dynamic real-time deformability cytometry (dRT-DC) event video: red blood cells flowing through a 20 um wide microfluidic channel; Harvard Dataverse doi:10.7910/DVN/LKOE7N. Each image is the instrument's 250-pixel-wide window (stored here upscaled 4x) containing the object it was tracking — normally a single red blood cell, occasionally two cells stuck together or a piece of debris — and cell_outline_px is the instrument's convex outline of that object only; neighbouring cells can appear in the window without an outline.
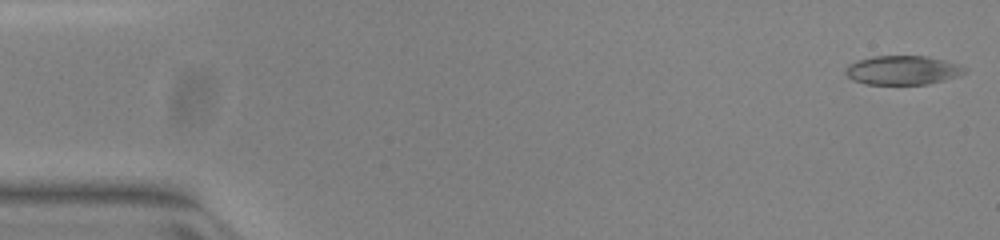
{"species": "common noctule bat (a hibernating species)", "species_latin": "Nyctalus noctula", "temperature_condition": "warm", "stored_images_in_passage": 51, "camera_frame_rate_fps": 3000, "um_per_image_px": 0.085, "animal": {"sex": "female", "body_mass_g": 23.0, "forearm_length_mm": 53.4}, "frame": {"image": 1, "passage_image": 1, "time_ms": 0.0, "image_size_px": [1000, 240], "cell_outline_px": [[968, 68], [960, 76], [928, 84], [864, 84], [852, 80], [844, 72], [844, 68], [848, 64], [856, 60], [872, 56], [928, 56], [960, 64]], "centroid_in_image_um": [76.71, 5.96], "position_along_channel_um": 8.3, "area_um2": 20.46}}
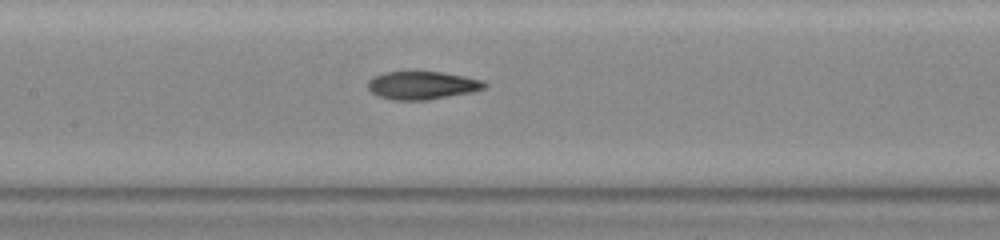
{"frame": {"image": 2, "passage_image": 24, "time_ms": 7.667, "image_size_px": [1000, 240], "cell_outline_px": [[488, 84], [484, 88], [472, 92], [428, 100], [396, 100], [380, 96], [372, 92], [368, 88], [368, 80], [372, 76], [384, 72], [408, 68], [440, 72], [464, 76], [484, 80]], "centroid_in_image_um": [35.86, 7.2], "position_along_channel_um": 171.5, "area_um2": 19.83}}
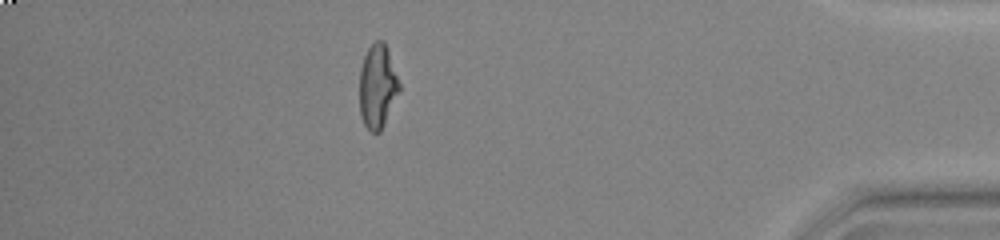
{"frame": {"image": 3, "passage_image": 45, "time_ms": 14.667, "image_size_px": [1000, 240], "cell_outline_px": [[400, 92], [380, 132], [372, 132], [364, 124], [360, 112], [360, 68], [364, 56], [368, 48], [376, 40], [384, 40], [388, 48], [400, 84]], "centroid_in_image_um": [32.1, 7.31], "position_along_channel_um": 403.1, "area_um2": 19.48}, "authors_computed_cell_mechanics": {"area_um2": 19.8254, "velocity_mm_per_s": 3.9709, "shape_relaxation_time_tau1_ms": 4.7408, "shape_relaxation_time_tau2_ms": 2.5714, "deformation_change_tau1": 0.2075, "deformation_change_tau2": 0.0986}}